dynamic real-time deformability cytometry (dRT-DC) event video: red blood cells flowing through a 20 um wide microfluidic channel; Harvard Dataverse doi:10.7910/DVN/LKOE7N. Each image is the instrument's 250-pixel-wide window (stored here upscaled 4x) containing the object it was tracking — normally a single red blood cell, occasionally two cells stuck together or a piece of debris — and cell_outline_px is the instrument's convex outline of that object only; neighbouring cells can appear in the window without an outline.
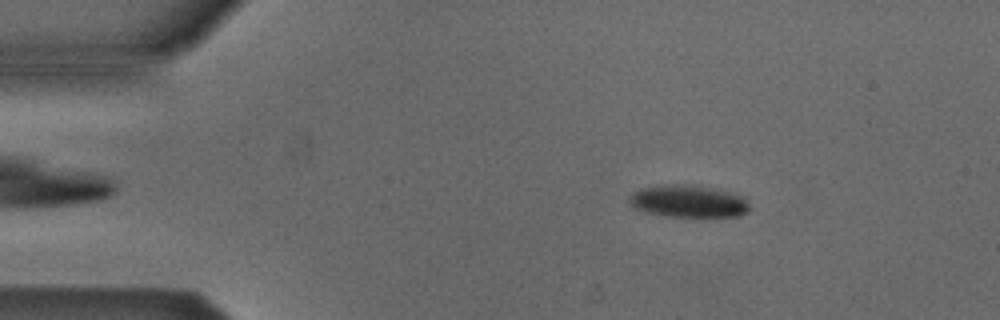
{"species": "Egyptian fruit bat (a non-hibernating species)", "species_latin": "Rousettus aegyptiacus", "temperature_condition": "cold", "stored_images_in_passage": 52, "camera_frame_rate_fps": 3000, "um_per_image_px": 0.085, "animal": {"sex": "male"}, "frame": {"image": 1, "passage_image": 8, "time_ms": 2.333, "image_size_px": [1000, 320], "cell_outline_px": [[748, 212], [740, 216], [668, 216], [648, 212], [636, 208], [628, 200], [640, 188], [672, 184], [696, 184], [716, 188], [740, 196], [748, 204]], "centroid_in_image_um": [58.54, 17.09], "position_along_channel_um": 26.5, "area_um2": 22.2}}
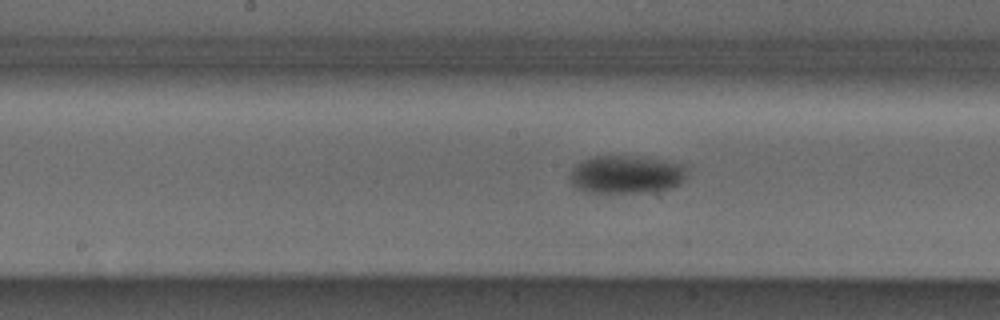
{"frame": {"image": 2, "passage_image": 26, "time_ms": 8.333, "image_size_px": [1000, 320], "cell_outline_px": [[688, 176], [680, 184], [672, 188], [652, 192], [588, 192], [576, 188], [572, 184], [568, 176], [568, 172], [576, 164], [592, 156], [632, 156], [684, 164]], "centroid_in_image_um": [53.22, 14.84], "position_along_channel_um": 195.0, "area_um2": 26.13}}
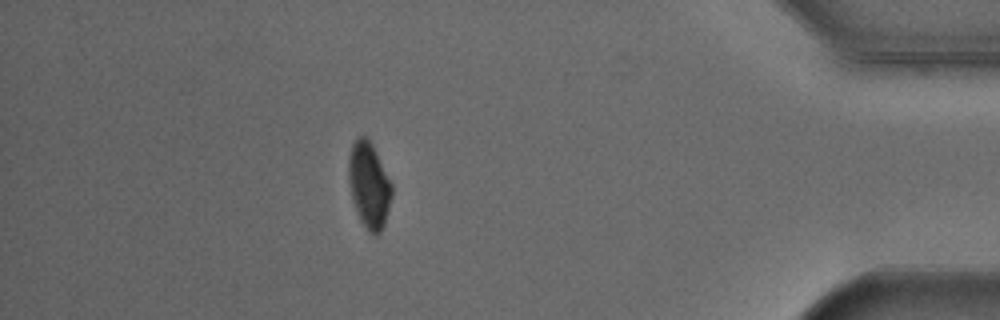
{"frame": {"image": 3, "passage_image": 46, "time_ms": 15.0, "image_size_px": [1000, 320], "cell_outline_px": [[392, 196], [384, 224], [380, 232], [376, 236], [372, 236], [368, 232], [360, 220], [352, 196], [348, 180], [348, 156], [352, 144], [360, 136], [364, 136], [372, 144], [392, 184]], "centroid_in_image_um": [31.36, 15.76], "position_along_channel_um": 403.8, "area_um2": 21.44}, "authors_computed_cell_mechanics": {"area_um2": 23.7847, "velocity_mm_per_s": 3.856, "shape_relaxation_time_tau1_ms": 7.4728, "shape_relaxation_time_tau2_ms": null, "deformation_change_tau1": 0.1078, "deformation_change_tau2": null}}